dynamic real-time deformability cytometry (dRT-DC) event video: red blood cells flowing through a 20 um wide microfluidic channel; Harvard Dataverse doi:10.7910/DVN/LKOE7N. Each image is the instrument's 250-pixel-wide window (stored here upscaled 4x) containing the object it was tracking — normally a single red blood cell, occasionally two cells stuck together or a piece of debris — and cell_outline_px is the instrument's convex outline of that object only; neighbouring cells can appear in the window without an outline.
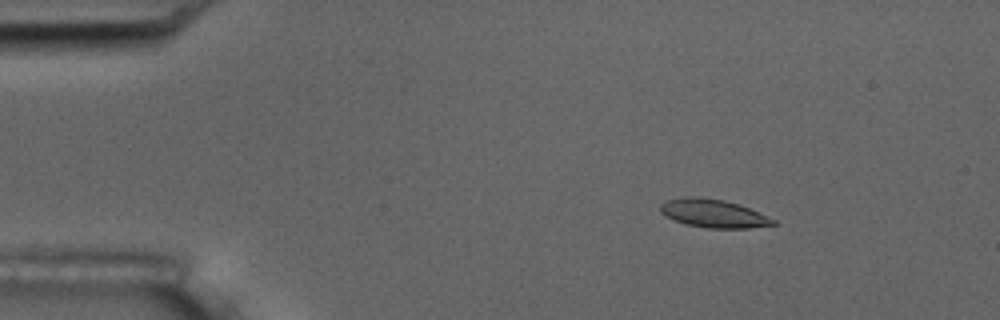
{"species": "common noctule bat (a hibernating species)", "species_latin": "Nyctalus noctula", "temperature_condition": "room temperature", "stored_images_in_passage": 5, "camera_frame_rate_fps": 3000, "um_per_image_px": 0.085, "animal": {"sex": "male", "body_mass_g": 17.5, "forearm_length_mm": 52.3}, "frame": {"image": 1, "passage_image": 3, "time_ms": 2.333, "image_size_px": [1000, 320], "cell_outline_px": [[776, 224], [748, 228], [708, 228], [688, 224], [676, 220], [660, 212], [660, 204], [668, 200], [692, 196], [700, 196], [724, 200], [740, 204], [776, 220]], "centroid_in_image_um": [60.67, 18.13], "position_along_channel_um": 24.3, "area_um2": 18.32}}